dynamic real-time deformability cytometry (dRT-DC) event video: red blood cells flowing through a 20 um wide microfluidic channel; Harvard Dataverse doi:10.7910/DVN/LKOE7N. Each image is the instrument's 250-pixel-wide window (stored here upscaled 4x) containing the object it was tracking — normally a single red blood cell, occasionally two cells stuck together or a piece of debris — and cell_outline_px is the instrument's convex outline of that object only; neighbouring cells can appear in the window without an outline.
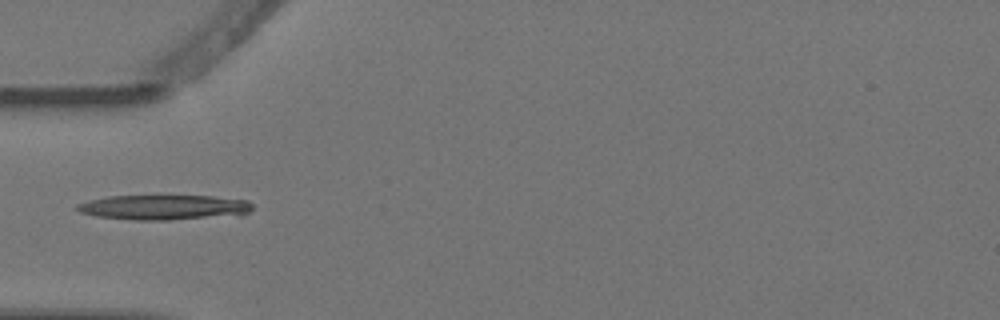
{"species": "Egyptian fruit bat (a non-hibernating species)", "species_latin": "Rousettus aegyptiacus", "temperature_condition": "warm", "stored_images_in_passage": 7, "camera_frame_rate_fps": 3000, "um_per_image_px": 0.085, "animal": {"sex": "female"}, "frame": {"image": 1, "passage_image": 4, "time_ms": 1.0, "image_size_px": [1000, 320], "cell_outline_px": [[252, 208], [248, 212], [240, 216], [168, 220], [132, 220], [96, 216], [80, 212], [76, 208], [76, 204], [108, 196], [212, 196], [248, 200], [252, 204]], "centroid_in_image_um": [14.0, 17.63], "position_along_channel_um": 71.0, "area_um2": 25.72}}
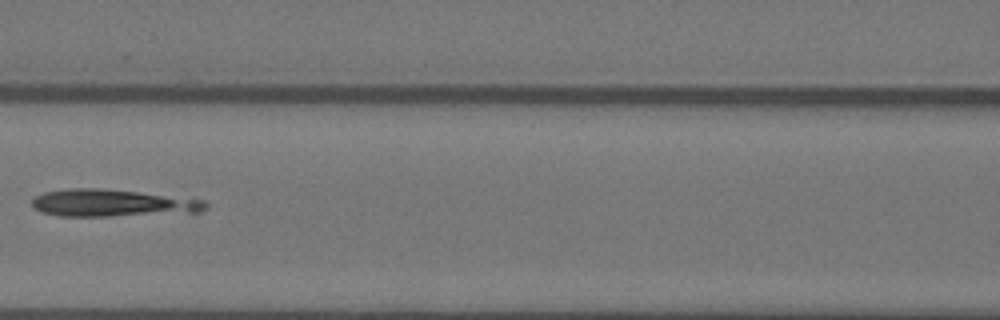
{"frame": {"image": 2, "passage_image": 6, "time_ms": 1.667, "image_size_px": [1000, 320], "cell_outline_px": [[208, 204], [200, 212], [108, 216], [60, 216], [44, 212], [36, 208], [32, 204], [32, 200], [36, 196], [44, 192], [68, 188], [100, 188], [136, 192], [204, 200]], "centroid_in_image_um": [9.53, 17.26], "position_along_channel_um": 157.1, "area_um2": 27.11}}
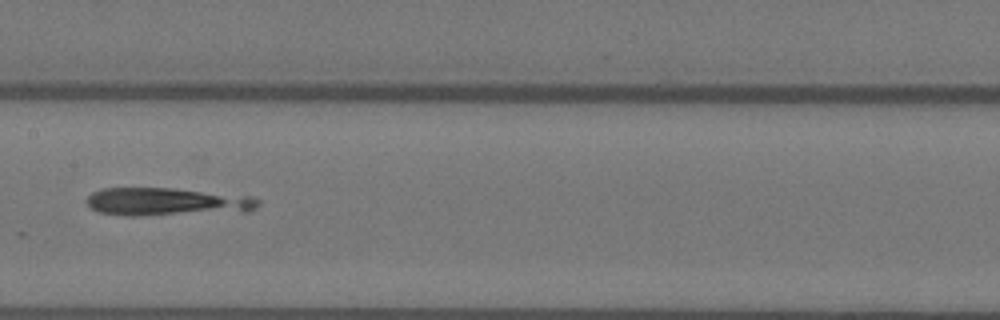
{"frame": {"image": 3, "passage_image": 7, "time_ms": 2.0, "image_size_px": [1000, 320], "cell_outline_px": [[260, 204], [256, 208], [248, 212], [132, 216], [124, 216], [100, 212], [92, 208], [88, 204], [88, 196], [92, 192], [100, 188], [172, 188], [252, 196], [260, 200]], "centroid_in_image_um": [14.25, 17.16], "position_along_channel_um": 193.1, "area_um2": 28.32}}